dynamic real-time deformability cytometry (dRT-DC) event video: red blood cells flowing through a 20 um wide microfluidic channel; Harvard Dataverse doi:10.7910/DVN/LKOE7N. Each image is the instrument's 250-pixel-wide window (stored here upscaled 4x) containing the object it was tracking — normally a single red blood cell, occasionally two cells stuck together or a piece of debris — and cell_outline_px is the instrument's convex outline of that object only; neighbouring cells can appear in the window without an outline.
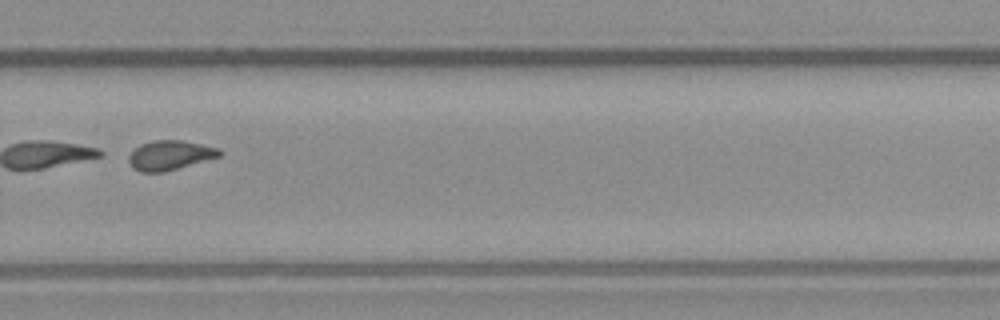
{"species": "common noctule bat (a hibernating species)", "species_latin": "Nyctalus noctula", "temperature_condition": "warm", "stored_images_in_passage": 42, "camera_frame_rate_fps": 3000, "um_per_image_px": 0.085, "animal": {"sex": "male", "body_mass_g": 23.1, "forearm_length_mm": 52.7}, "frame": {"image": 1, "passage_image": 25, "time_ms": 8.0, "image_size_px": [1000, 320], "cell_outline_px": [[224, 152], [220, 156], [164, 172], [140, 172], [132, 168], [128, 160], [128, 156], [140, 144], [152, 140], [184, 140], [220, 148]], "centroid_in_image_um": [14.45, 13.18], "position_along_channel_um": 315.3, "area_um2": 15.72}}